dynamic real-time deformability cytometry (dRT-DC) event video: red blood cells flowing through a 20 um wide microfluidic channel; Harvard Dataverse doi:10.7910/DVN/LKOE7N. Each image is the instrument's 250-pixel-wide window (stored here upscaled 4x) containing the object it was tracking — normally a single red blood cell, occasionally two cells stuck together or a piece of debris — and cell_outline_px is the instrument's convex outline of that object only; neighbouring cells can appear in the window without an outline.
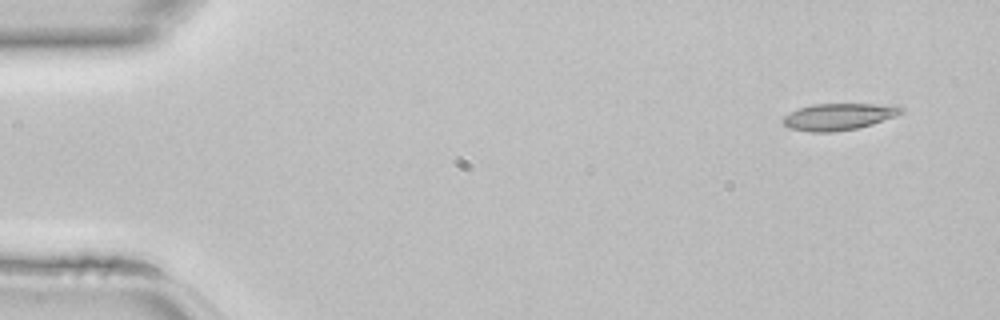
{"species": "common noctule bat (a hibernating species)", "species_latin": "Nyctalus noctula", "temperature_condition": "room temperature", "stored_images_in_passage": 43, "camera_frame_rate_fps": 3000, "um_per_image_px": 0.085, "animal": {"sex": "female", "body_mass_g": 22.7, "forearm_length_mm": 54.2}, "frame": {"image": 1, "passage_image": 1, "time_ms": 0.0, "image_size_px": [1000, 320], "cell_outline_px": [[904, 112], [896, 116], [872, 124], [856, 128], [832, 132], [808, 132], [788, 128], [780, 120], [784, 116], [800, 108], [812, 104], [900, 104], [904, 108]], "centroid_in_image_um": [71.33, 9.91], "position_along_channel_um": 13.7, "area_um2": 18.61}}
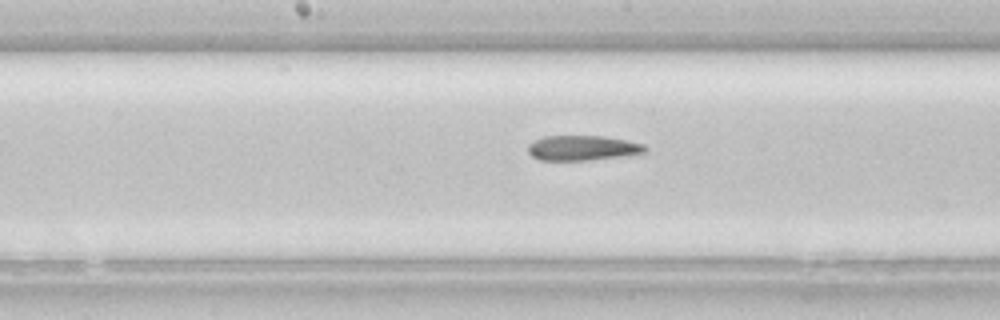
{"frame": {"image": 2, "passage_image": 21, "time_ms": 6.667, "image_size_px": [1000, 320], "cell_outline_px": [[648, 152], [620, 156], [588, 160], [540, 160], [532, 156], [528, 152], [528, 144], [544, 136], [604, 136], [644, 144], [648, 148]], "centroid_in_image_um": [49.52, 12.57], "position_along_channel_um": 198.7, "area_um2": 16.94}}
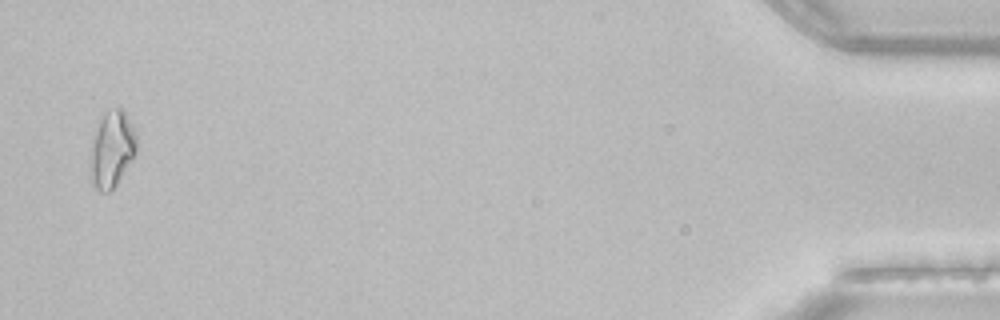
{"frame": {"image": 3, "passage_image": 42, "time_ms": 13.667, "image_size_px": [1000, 320], "cell_outline_px": [[140, 148], [136, 156], [116, 184], [108, 192], [100, 192], [96, 188], [92, 180], [88, 156], [92, 140], [100, 120], [104, 112], [108, 108], [124, 108], [136, 136]], "centroid_in_image_um": [9.53, 12.67], "position_along_channel_um": 425.7, "area_um2": 21.1}}